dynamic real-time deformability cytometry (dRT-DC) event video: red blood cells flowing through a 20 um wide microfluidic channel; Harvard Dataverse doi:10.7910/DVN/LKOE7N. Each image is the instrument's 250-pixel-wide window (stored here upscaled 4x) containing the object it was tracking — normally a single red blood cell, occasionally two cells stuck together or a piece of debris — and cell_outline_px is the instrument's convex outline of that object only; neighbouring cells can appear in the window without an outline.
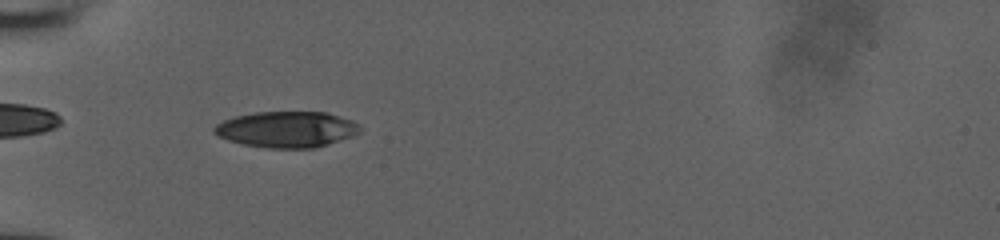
{"species": "human", "species_latin": "Homo sapiens", "temperature_condition": "room temperature", "stored_images_in_passage": 53, "camera_frame_rate_fps": 3000, "um_per_image_px": 0.085, "donor": {"sex": "male"}, "frame": {"image": 1, "passage_image": 20, "time_ms": 6.333, "image_size_px": [1000, 240], "cell_outline_px": [[364, 128], [360, 132], [352, 136], [328, 144], [312, 148], [268, 148], [244, 144], [228, 140], [212, 132], [212, 128], [216, 124], [224, 120], [236, 116], [256, 112], [324, 112], [352, 120], [360, 124]], "centroid_in_image_um": [24.39, 10.99], "position_along_channel_um": 60.6, "area_um2": 30.58}}
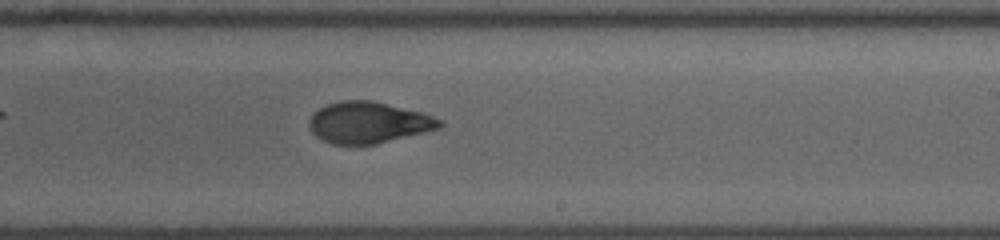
{"frame": {"image": 2, "passage_image": 35, "time_ms": 11.333, "image_size_px": [1000, 240], "cell_outline_px": [[444, 124], [440, 128], [376, 144], [332, 144], [316, 136], [312, 132], [308, 124], [308, 120], [312, 112], [328, 104], [340, 100], [372, 100], [424, 112], [444, 120]], "centroid_in_image_um": [31.34, 10.4], "position_along_channel_um": 257.7, "area_um2": 31.67}}
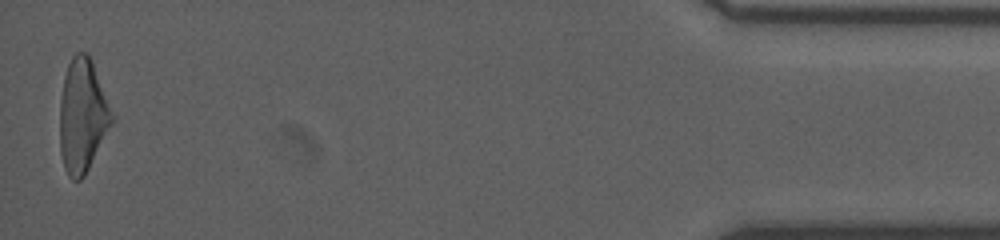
{"frame": {"image": 3, "passage_image": 53, "time_ms": 17.333, "image_size_px": [1000, 240], "cell_outline_px": [[116, 120], [84, 176], [80, 180], [72, 180], [68, 176], [64, 168], [60, 152], [60, 100], [64, 76], [68, 64], [72, 56], [76, 52], [88, 52], [92, 60], [116, 116]], "centroid_in_image_um": [7.05, 9.83], "position_along_channel_um": 428.1, "area_um2": 35.26}}